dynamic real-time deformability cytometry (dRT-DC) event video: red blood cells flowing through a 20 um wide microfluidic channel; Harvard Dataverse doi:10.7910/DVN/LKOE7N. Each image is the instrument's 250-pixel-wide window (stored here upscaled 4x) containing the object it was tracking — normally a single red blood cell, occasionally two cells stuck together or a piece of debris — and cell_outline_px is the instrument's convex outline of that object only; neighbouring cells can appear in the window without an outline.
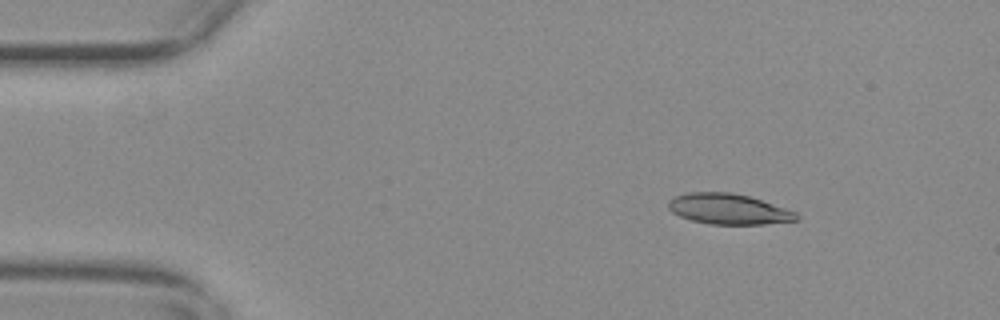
{"species": "common noctule bat (a hibernating species)", "species_latin": "Nyctalus noctula", "temperature_condition": "warm", "stored_images_in_passage": 56, "camera_frame_rate_fps": 3000, "um_per_image_px": 0.085, "animal": {"sex": "female", "body_mass_g": 29.2, "forearm_length_mm": 56.3}, "frame": {"image": 1, "passage_image": 8, "time_ms": 2.333, "image_size_px": [1000, 320], "cell_outline_px": [[800, 220], [764, 224], [708, 224], [692, 220], [680, 216], [672, 212], [668, 208], [668, 200], [676, 196], [688, 192], [732, 192], [748, 196], [796, 212], [800, 216]], "centroid_in_image_um": [61.92, 17.77], "position_along_channel_um": 23.1, "area_um2": 22.72}}
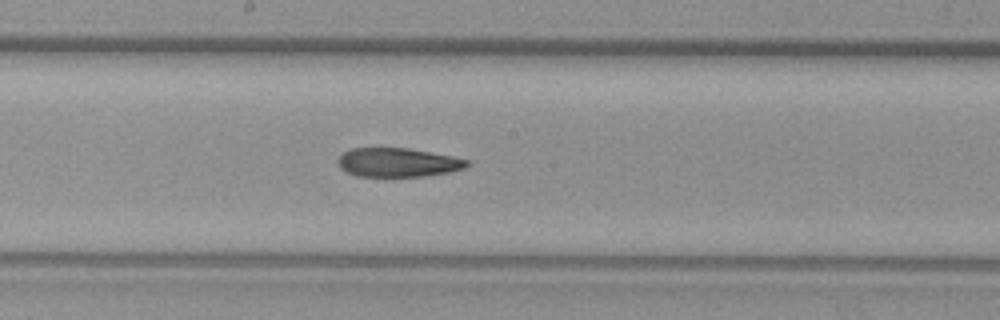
{"frame": {"image": 2, "passage_image": 30, "time_ms": 9.667, "image_size_px": [1000, 320], "cell_outline_px": [[472, 164], [464, 168], [448, 172], [424, 176], [356, 176], [340, 168], [336, 164], [336, 160], [344, 152], [352, 148], [408, 148], [452, 156], [468, 160]], "centroid_in_image_um": [33.8, 13.8], "position_along_channel_um": 214.4, "area_um2": 21.73}}
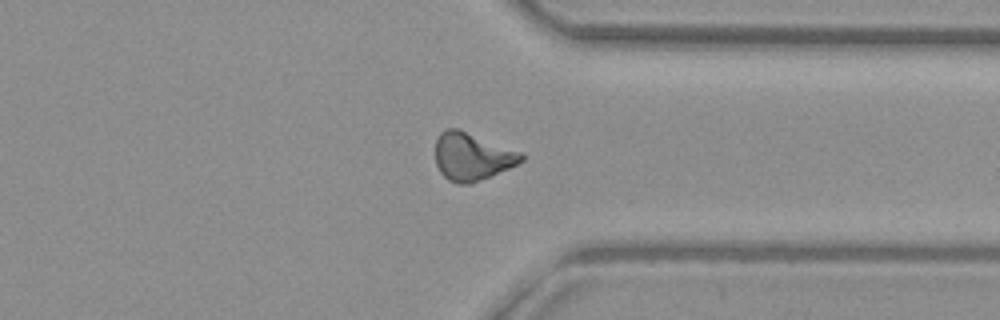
{"frame": {"image": 3, "passage_image": 43, "time_ms": 14.0, "image_size_px": [1000, 320], "cell_outline_px": [[524, 160], [508, 168], [468, 184], [456, 184], [448, 180], [440, 172], [436, 164], [436, 140], [440, 132], [444, 128], [456, 128], [520, 152], [524, 156]], "centroid_in_image_um": [40.07, 13.3], "position_along_channel_um": 371.3, "area_um2": 23.35}}